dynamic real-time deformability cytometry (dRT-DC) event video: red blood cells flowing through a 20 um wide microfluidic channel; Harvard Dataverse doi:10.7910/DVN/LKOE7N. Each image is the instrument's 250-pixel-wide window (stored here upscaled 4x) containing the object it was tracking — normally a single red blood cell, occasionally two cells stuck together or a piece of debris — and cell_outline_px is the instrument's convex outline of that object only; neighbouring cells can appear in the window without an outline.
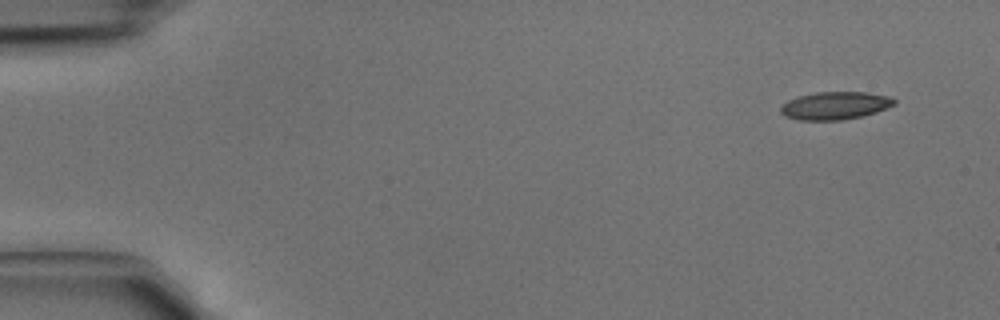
{"species": "common noctule bat (a hibernating species)", "species_latin": "Nyctalus noctula", "temperature_condition": "cold", "stored_images_in_passage": 5, "segment_of_instrument_passage": [1, 2], "camera_frame_rate_fps": 3000, "um_per_image_px": 0.085, "animal": {"sex": "male", "body_mass_g": 15.6}, "frame": {"image": 1, "passage_image": 1, "time_ms": 0.0, "image_size_px": [1000, 320], "cell_outline_px": [[896, 104], [876, 112], [844, 120], [800, 120], [784, 116], [780, 112], [780, 108], [788, 100], [796, 96], [816, 92], [868, 92], [892, 96], [896, 100]], "centroid_in_image_um": [71.0, 8.97], "position_along_channel_um": 14.0, "area_um2": 18.55}}
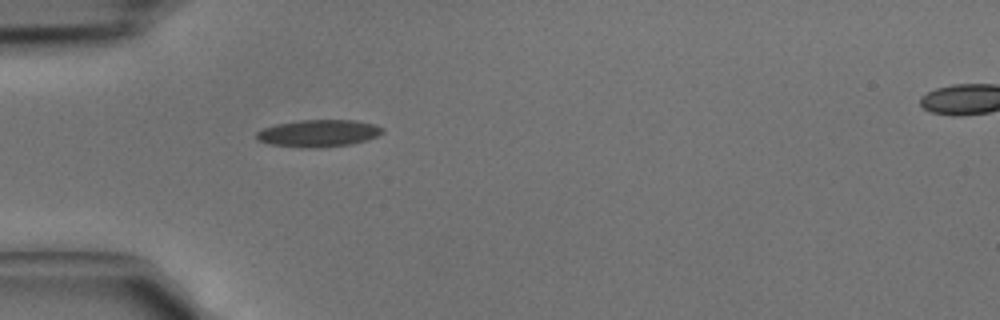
{"frame": {"image": 2, "passage_image": 4, "time_ms": 1.0, "image_size_px": [1000, 320], "cell_outline_px": [[384, 132], [368, 140], [352, 144], [320, 148], [300, 148], [268, 144], [256, 140], [256, 132], [264, 128], [276, 124], [300, 120], [356, 120], [376, 124], [384, 128]], "centroid_in_image_um": [27.08, 11.34], "position_along_channel_um": 57.9, "area_um2": 20.29}}